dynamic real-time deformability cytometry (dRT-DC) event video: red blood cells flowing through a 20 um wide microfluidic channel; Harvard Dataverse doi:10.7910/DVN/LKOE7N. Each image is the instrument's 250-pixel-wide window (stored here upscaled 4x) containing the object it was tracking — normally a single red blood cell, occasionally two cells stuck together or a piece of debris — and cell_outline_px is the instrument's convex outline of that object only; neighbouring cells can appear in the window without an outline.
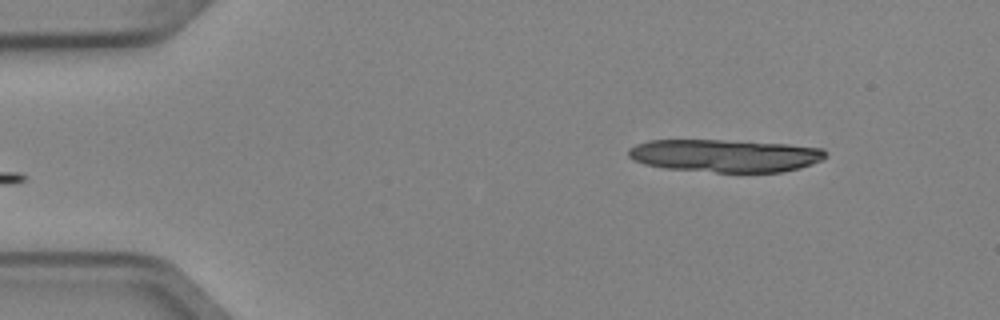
{"species": "Egyptian fruit bat (a non-hibernating species)", "species_latin": "Rousettus aegyptiacus", "temperature_condition": "cold", "stored_images_in_passage": 4, "segment_of_instrument_passage": [2, 2], "camera_frame_rate_fps": 3000, "um_per_image_px": 0.085, "animal": {"sex": "female"}, "frame": {"image": 1, "passage_image": 4, "time_ms": 1.0, "image_size_px": [1000, 320], "cell_outline_px": [[828, 156], [812, 164], [800, 168], [780, 172], [716, 172], [664, 168], [644, 164], [628, 156], [628, 148], [636, 144], [648, 140], [724, 140], [788, 144], [824, 148], [828, 152]], "centroid_in_image_um": [61.66, 13.22], "position_along_channel_um": 23.3, "area_um2": 37.74}}